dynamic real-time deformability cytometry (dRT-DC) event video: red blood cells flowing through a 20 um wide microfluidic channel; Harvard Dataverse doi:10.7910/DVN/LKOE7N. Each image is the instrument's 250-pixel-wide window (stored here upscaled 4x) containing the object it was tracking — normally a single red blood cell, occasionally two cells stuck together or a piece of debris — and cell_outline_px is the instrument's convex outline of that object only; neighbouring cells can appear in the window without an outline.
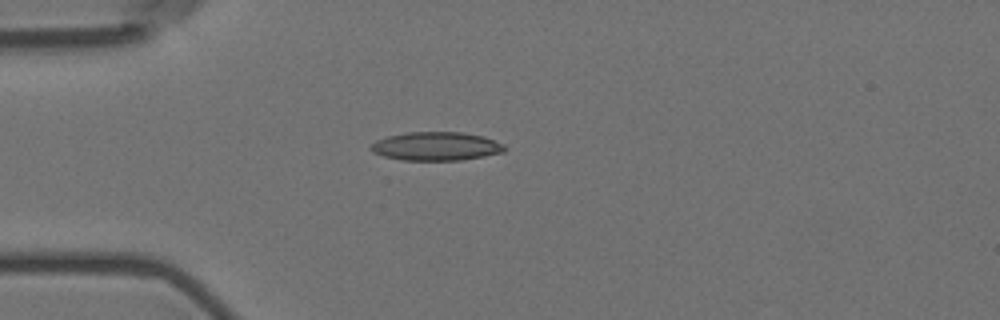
{"species": "Egyptian fruit bat (a non-hibernating species)", "species_latin": "Rousettus aegyptiacus", "temperature_condition": "room temperature", "stored_images_in_passage": 3, "camera_frame_rate_fps": 3000, "um_per_image_px": 0.085, "animal": {"sex": "female"}, "frame": {"image": 1, "passage_image": 3, "time_ms": 0.667, "image_size_px": [1000, 320], "cell_outline_px": [[504, 152], [484, 156], [460, 160], [400, 160], [384, 156], [372, 152], [368, 148], [376, 140], [388, 136], [408, 132], [464, 132], [484, 136], [504, 144]], "centroid_in_image_um": [37.06, 12.43], "position_along_channel_um": 47.9, "area_um2": 22.31}}